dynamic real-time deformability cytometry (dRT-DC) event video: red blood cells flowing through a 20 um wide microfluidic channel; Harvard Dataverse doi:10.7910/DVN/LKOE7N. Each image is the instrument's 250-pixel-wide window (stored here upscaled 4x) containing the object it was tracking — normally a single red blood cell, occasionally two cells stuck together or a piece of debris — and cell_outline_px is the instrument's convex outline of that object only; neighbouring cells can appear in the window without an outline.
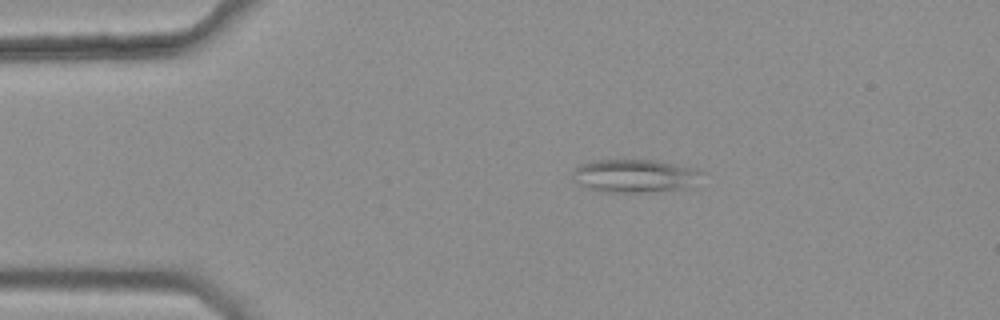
{"species": "common noctule bat (a hibernating species)", "species_latin": "Nyctalus noctula", "temperature_condition": "warm", "stored_images_in_passage": 37, "camera_frame_rate_fps": 3000, "um_per_image_px": 0.085, "animal": {"sex": "female", "body_mass_g": 25.1}, "frame": {"image": 1, "passage_image": 1, "time_ms": 0.0, "image_size_px": [1000, 320], "cell_outline_px": [[704, 172], [684, 188], [644, 192], [600, 192], [580, 184], [576, 180], [572, 172], [580, 164], [592, 160], [656, 160], [696, 168]], "centroid_in_image_um": [53.91, 14.93], "position_along_channel_um": 31.1, "area_um2": 24.51}}
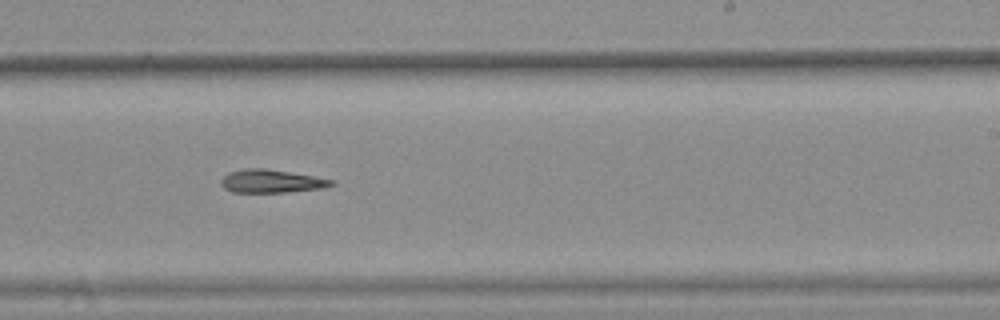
{"frame": {"image": 2, "passage_image": 23, "time_ms": 7.333, "image_size_px": [1000, 320], "cell_outline_px": [[336, 184], [324, 188], [284, 192], [232, 192], [224, 188], [220, 184], [220, 180], [228, 172], [244, 168], [264, 168], [312, 176], [332, 180]], "centroid_in_image_um": [23.01, 15.4], "position_along_channel_um": 266.0, "area_um2": 14.8}}
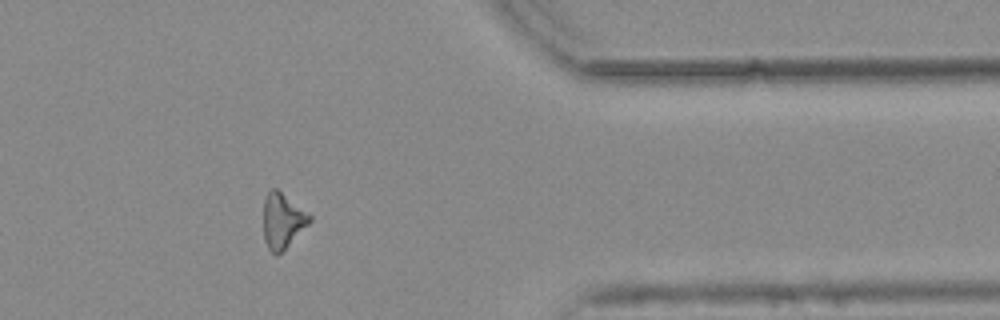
{"frame": {"image": 3, "passage_image": 34, "time_ms": 11.0, "image_size_px": [1000, 320], "cell_outline_px": [[312, 220], [276, 256], [268, 248], [264, 240], [264, 200], [268, 192], [272, 188], [276, 188], [312, 216]], "centroid_in_image_um": [24.0, 18.74], "position_along_channel_um": 387.4, "area_um2": 14.39}}